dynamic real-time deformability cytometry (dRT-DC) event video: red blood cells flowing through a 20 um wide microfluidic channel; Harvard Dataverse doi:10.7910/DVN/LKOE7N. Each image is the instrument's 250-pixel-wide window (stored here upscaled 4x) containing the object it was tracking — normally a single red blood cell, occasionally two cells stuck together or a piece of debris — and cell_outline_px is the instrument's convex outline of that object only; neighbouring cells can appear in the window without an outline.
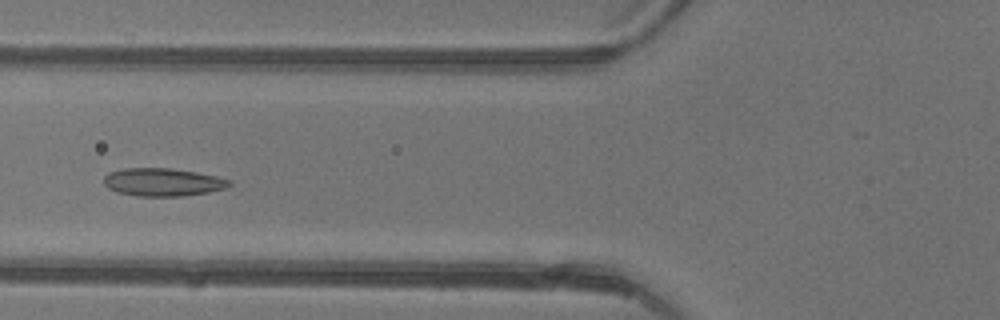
{"species": "common noctule bat (a hibernating species)", "species_latin": "Nyctalus noctula", "temperature_condition": "warm", "stored_images_in_passage": 45, "camera_frame_rate_fps": 3000, "um_per_image_px": 0.085, "animal": {"sex": "female"}, "frame": {"image": 1, "passage_image": 17, "time_ms": 5.333, "image_size_px": [1000, 320], "cell_outline_px": [[232, 184], [228, 188], [208, 192], [184, 196], [136, 196], [116, 192], [108, 188], [104, 184], [104, 176], [108, 172], [124, 168], [172, 168], [196, 172], [216, 176], [232, 180]], "centroid_in_image_um": [13.85, 15.48], "position_along_channel_um": 112.0, "area_um2": 20.69}}
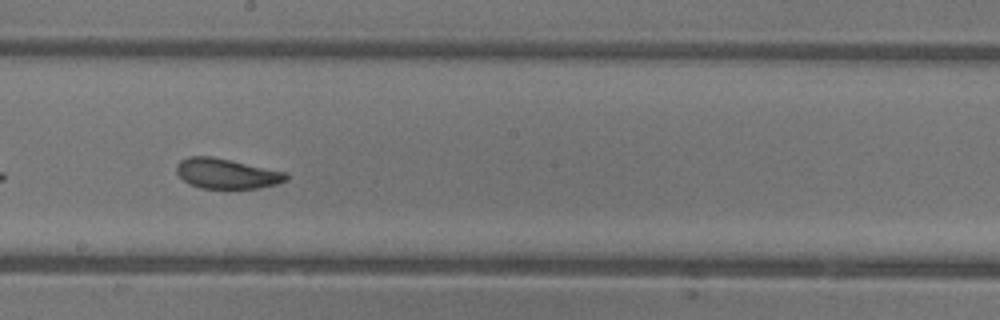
{"frame": {"image": 2, "passage_image": 25, "time_ms": 8.0, "image_size_px": [1000, 320], "cell_outline_px": [[288, 180], [276, 184], [260, 188], [200, 188], [188, 184], [176, 172], [176, 164], [180, 160], [188, 156], [212, 156], [284, 172], [288, 176]], "centroid_in_image_um": [19.22, 14.75], "position_along_channel_um": 229.0, "area_um2": 19.13}}
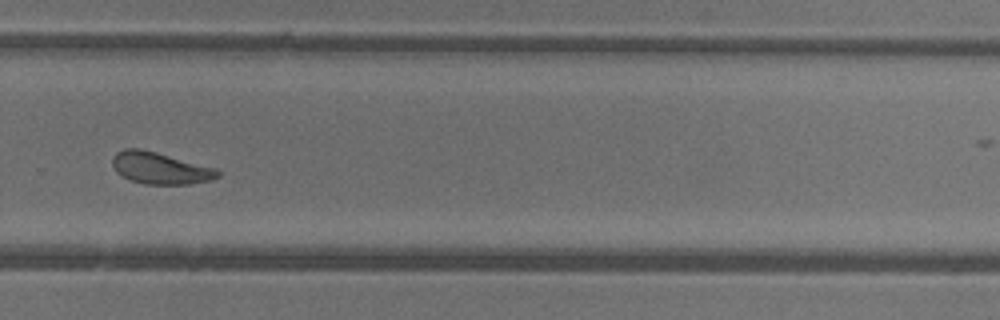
{"frame": {"image": 3, "passage_image": 31, "time_ms": 10.0, "image_size_px": [1000, 320], "cell_outline_px": [[220, 176], [212, 180], [192, 184], [144, 184], [132, 180], [116, 172], [112, 164], [112, 156], [116, 152], [124, 148], [140, 148], [156, 152], [216, 168], [220, 172]], "centroid_in_image_um": [13.62, 14.29], "position_along_channel_um": 316.2, "area_um2": 19.54}, "authors_computed_cell_mechanics": {"area_um2": 20.9236, "velocity_mm_per_s": 4.3807, "shape_relaxation_time_tau1_ms": 3.3271, "shape_relaxation_time_tau2_ms": 1.4766, "deformation_change_tau1": 0.1134, "deformation_change_tau2": 0.0745}}